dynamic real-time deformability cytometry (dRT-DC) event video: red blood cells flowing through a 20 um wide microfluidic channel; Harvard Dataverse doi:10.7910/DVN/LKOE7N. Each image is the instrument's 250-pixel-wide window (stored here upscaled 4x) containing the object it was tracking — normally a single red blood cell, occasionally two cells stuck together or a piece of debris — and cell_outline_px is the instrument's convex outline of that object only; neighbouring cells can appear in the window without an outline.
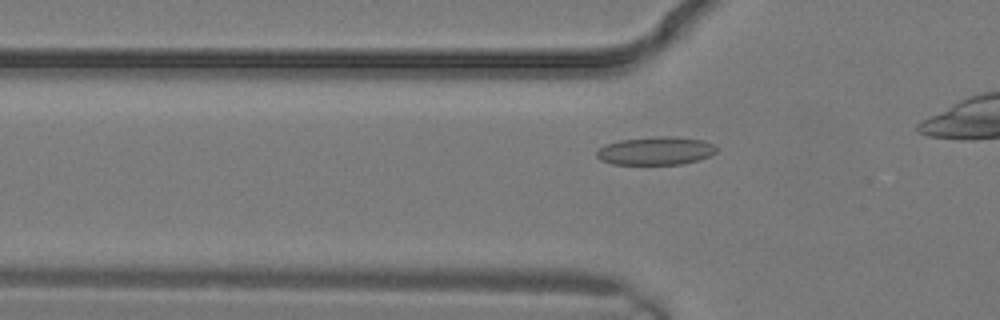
{"species": "common noctule bat (a hibernating species)", "species_latin": "Nyctalus noctula", "temperature_condition": "warm", "stored_images_in_passage": 3, "camera_frame_rate_fps": 3000, "um_per_image_px": 0.085, "animal": {"sex": "male", "body_mass_g": 19.2, "forearm_length_mm": 51.8}, "frame": {"image": 1, "passage_image": 3, "time_ms": 0.667, "image_size_px": [1000, 320], "cell_outline_px": [[716, 152], [708, 156], [696, 160], [680, 164], [612, 164], [600, 160], [596, 156], [596, 152], [600, 148], [608, 144], [620, 140], [656, 136], [676, 136], [704, 140], [716, 144]], "centroid_in_image_um": [55.75, 12.81], "position_along_channel_um": 70.0, "area_um2": 19.65}}